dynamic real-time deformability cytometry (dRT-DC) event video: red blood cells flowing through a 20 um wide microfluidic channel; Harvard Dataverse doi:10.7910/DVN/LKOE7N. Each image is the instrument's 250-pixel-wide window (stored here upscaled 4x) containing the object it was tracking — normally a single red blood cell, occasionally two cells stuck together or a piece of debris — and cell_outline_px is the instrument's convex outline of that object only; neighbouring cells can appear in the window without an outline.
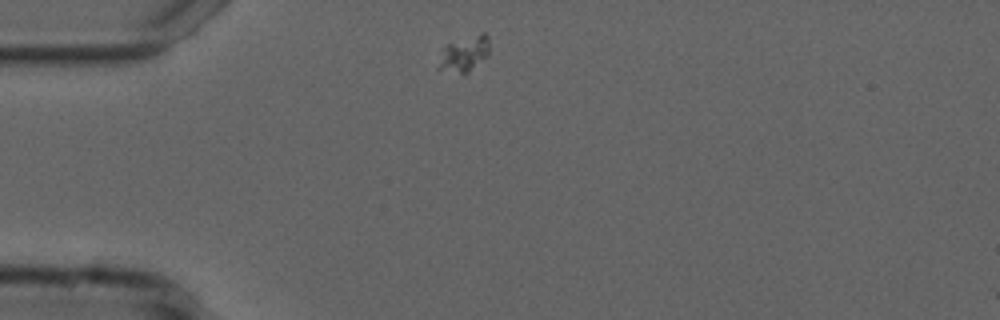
{"species": "common noctule bat (a hibernating species)", "species_latin": "Nyctalus noctula", "temperature_condition": "cold", "stored_images_in_passage": 44, "camera_frame_rate_fps": 3000, "um_per_image_px": 0.085, "animal": {"sex": "male", "forearm_length_mm": 52.5}, "frame": {"image": 1, "passage_image": 1, "time_ms": 0.0, "image_size_px": [1000, 320], "cell_outline_px": [[488, 56], [464, 76], [436, 68], [444, 48], [448, 44], [480, 32], [484, 32], [488, 36]], "centroid_in_image_um": [39.48, 4.61], "position_along_channel_um": 45.5, "area_um2": 10.64}}
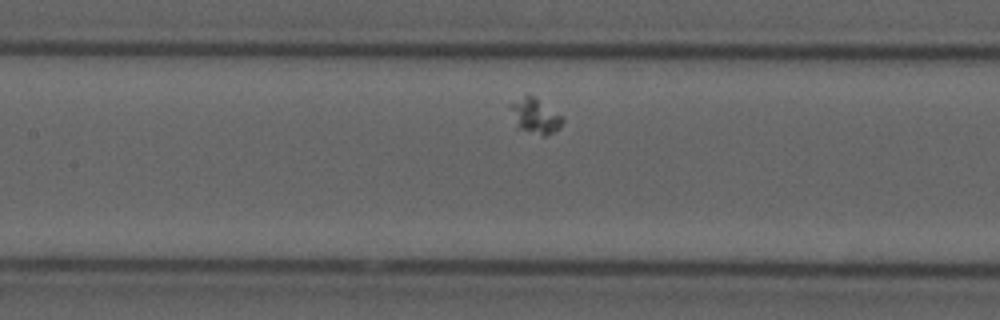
{"frame": {"image": 2, "passage_image": 13, "time_ms": 4.0, "image_size_px": [1000, 320], "cell_outline_px": [[564, 120], [560, 128], [544, 136], [516, 128], [508, 104], [528, 92], [536, 96], [564, 116]], "centroid_in_image_um": [45.48, 9.8], "position_along_channel_um": 161.9, "area_um2": 11.21}}
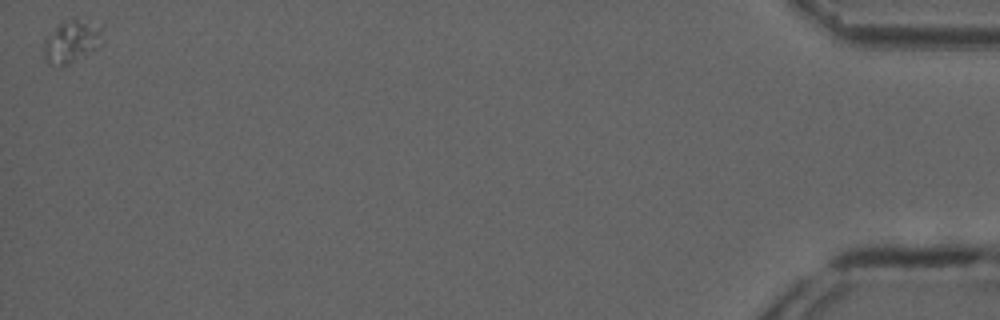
{"frame": {"image": 3, "passage_image": 44, "time_ms": 14.333, "image_size_px": [1000, 320], "cell_outline_px": [[104, 40], [96, 48], [68, 64], [60, 68], [48, 64], [44, 60], [44, 40], [60, 20], [84, 24], [96, 28]], "centroid_in_image_um": [5.94, 3.64], "position_along_channel_um": 429.3, "area_um2": 13.7}}